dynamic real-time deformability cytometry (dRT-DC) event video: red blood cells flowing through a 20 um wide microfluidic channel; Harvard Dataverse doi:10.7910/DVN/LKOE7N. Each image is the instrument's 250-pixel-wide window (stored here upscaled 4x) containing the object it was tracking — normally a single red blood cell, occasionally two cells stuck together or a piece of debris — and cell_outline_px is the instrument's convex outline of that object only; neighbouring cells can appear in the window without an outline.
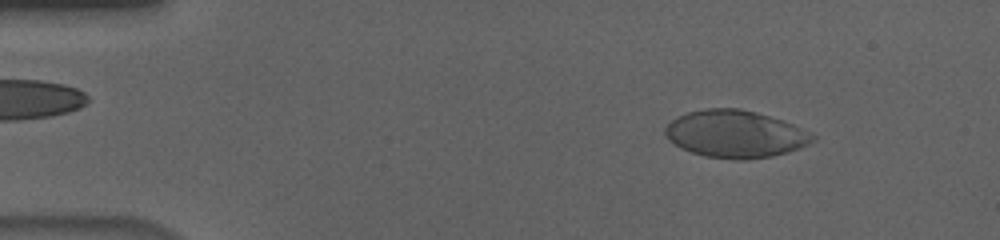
{"species": "human", "species_latin": "Homo sapiens", "temperature_condition": "cold", "stored_images_in_passage": 16, "camera_frame_rate_fps": 3000, "um_per_image_px": 0.085, "donor": {"sex": "male"}, "frame": {"image": 1, "passage_image": 6, "time_ms": 1.667, "image_size_px": [1000, 240], "cell_outline_px": [[816, 136], [808, 144], [800, 148], [788, 152], [772, 156], [744, 160], [736, 160], [704, 156], [680, 148], [664, 136], [664, 128], [672, 120], [688, 112], [704, 108], [740, 108], [756, 112], [792, 124]], "centroid_in_image_um": [62.46, 11.4], "position_along_channel_um": 22.5, "area_um2": 40.52}}